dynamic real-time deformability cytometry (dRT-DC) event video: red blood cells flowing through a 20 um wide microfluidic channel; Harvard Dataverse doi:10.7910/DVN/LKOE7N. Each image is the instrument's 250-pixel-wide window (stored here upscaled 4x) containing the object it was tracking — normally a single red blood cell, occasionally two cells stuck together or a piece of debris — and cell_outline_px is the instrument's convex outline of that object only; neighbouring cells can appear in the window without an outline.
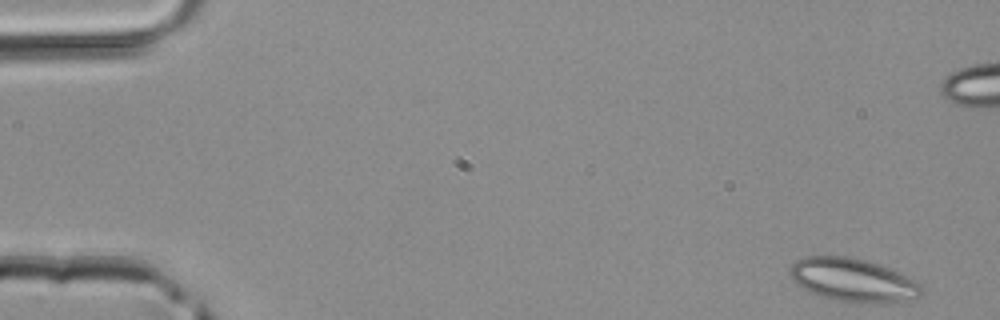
{"species": "common noctule bat (a hibernating species)", "species_latin": "Nyctalus noctula", "temperature_condition": "room temperature", "stored_images_in_passage": 4, "camera_frame_rate_fps": 3000, "um_per_image_px": 0.085, "animal": {"sex": "male", "body_mass_g": 20.4}, "frame": {"image": 1, "passage_image": 1, "time_ms": 0.0, "image_size_px": [1000, 320], "cell_outline_px": [[924, 292], [916, 300], [860, 304], [840, 300], [824, 296], [812, 292], [796, 284], [792, 280], [788, 272], [792, 264], [796, 260], [804, 256], [848, 256], [880, 264], [912, 276], [924, 288]], "centroid_in_image_um": [72.59, 23.8], "position_along_channel_um": 12.4, "area_um2": 33.7}}